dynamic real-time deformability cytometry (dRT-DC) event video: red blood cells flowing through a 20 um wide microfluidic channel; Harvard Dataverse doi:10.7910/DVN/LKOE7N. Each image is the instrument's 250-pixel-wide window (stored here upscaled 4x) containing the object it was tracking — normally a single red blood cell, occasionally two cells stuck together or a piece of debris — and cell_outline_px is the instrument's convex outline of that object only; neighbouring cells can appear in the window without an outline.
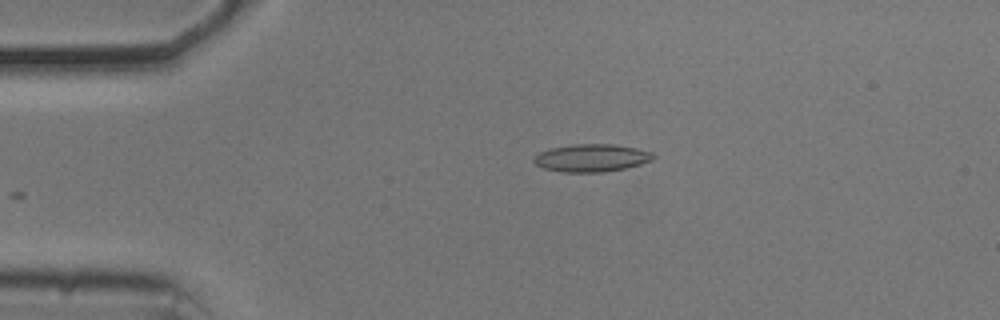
{"species": "common noctule bat (a hibernating species)", "species_latin": "Nyctalus noctula", "temperature_condition": "cold", "stored_images_in_passage": 32, "camera_frame_rate_fps": 3000, "um_per_image_px": 0.085, "animal": {"sex": "male", "body_mass_g": 20.5, "forearm_length_mm": 52.5}, "frame": {"image": 1, "passage_image": 1, "time_ms": 0.0, "image_size_px": [1000, 320], "cell_outline_px": [[656, 156], [652, 160], [640, 164], [624, 168], [604, 172], [564, 172], [544, 168], [536, 164], [532, 160], [540, 152], [552, 148], [572, 144], [612, 144], [636, 148], [652, 152]], "centroid_in_image_um": [50.3, 13.42], "position_along_channel_um": 34.7, "area_um2": 19.07}}
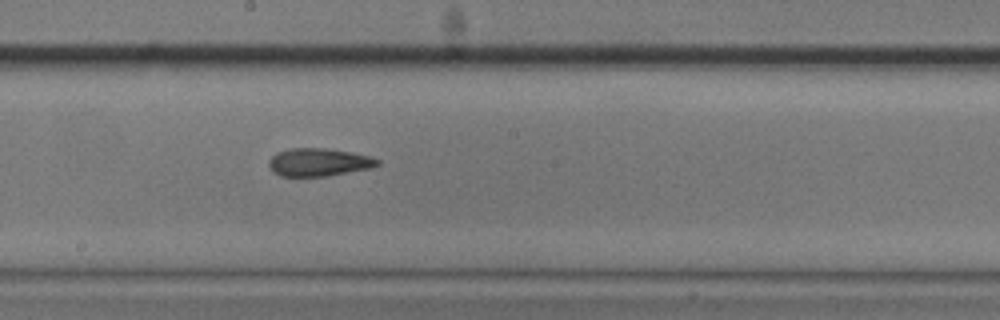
{"frame": {"image": 2, "passage_image": 19, "time_ms": 6.0, "image_size_px": [1000, 320], "cell_outline_px": [[380, 164], [368, 168], [328, 176], [280, 176], [272, 172], [268, 164], [268, 160], [276, 152], [292, 148], [324, 148], [352, 152], [368, 156], [380, 160]], "centroid_in_image_um": [27.04, 13.79], "position_along_channel_um": 221.2, "area_um2": 17.63}}
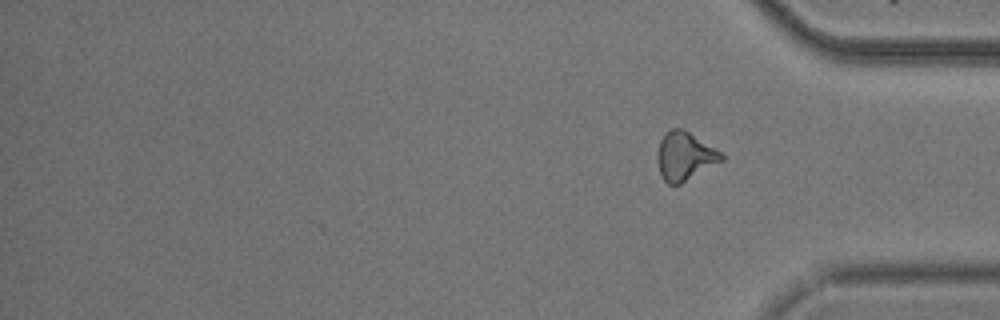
{"frame": {"image": 3, "passage_image": 32, "time_ms": 10.333, "image_size_px": [1000, 320], "cell_outline_px": [[724, 160], [680, 184], [668, 184], [664, 180], [660, 172], [656, 160], [656, 152], [660, 140], [664, 132], [668, 128], [684, 128], [720, 152], [724, 156]], "centroid_in_image_um": [58.16, 13.25], "position_along_channel_um": 377.0, "area_um2": 18.21}, "authors_computed_cell_mechanics": {"area_um2": 17.6579, "velocity_mm_per_s": 3.7178, "shape_relaxation_time_tau1_ms": null, "shape_relaxation_time_tau2_ms": 4.3954, "deformation_change_tau1": null, "deformation_change_tau2": 0.1129}}